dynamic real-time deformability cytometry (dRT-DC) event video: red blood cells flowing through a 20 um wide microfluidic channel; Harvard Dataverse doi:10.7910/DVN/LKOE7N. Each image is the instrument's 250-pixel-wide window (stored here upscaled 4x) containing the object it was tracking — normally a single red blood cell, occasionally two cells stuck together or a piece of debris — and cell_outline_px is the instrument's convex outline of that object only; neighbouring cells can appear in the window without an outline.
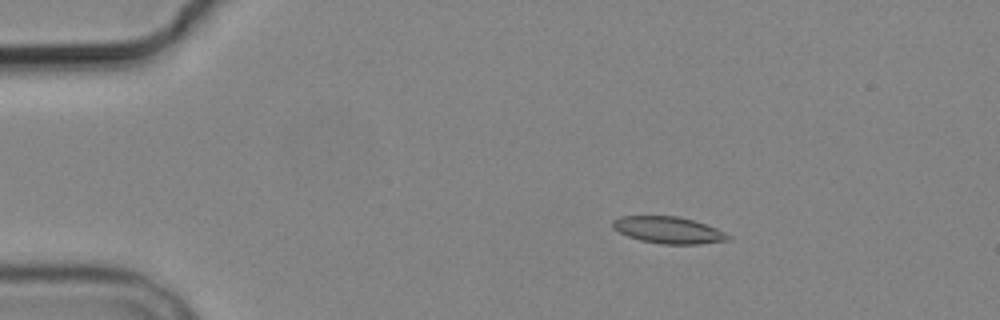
{"species": "common noctule bat (a hibernating species)", "species_latin": "Nyctalus noctula", "temperature_condition": "cold", "stored_images_in_passage": 6, "camera_frame_rate_fps": 3000, "um_per_image_px": 0.085, "animal": {"sex": "male", "body_mass_g": 19.2, "forearm_length_mm": 51.8}, "frame": {"image": 1, "passage_image": 3, "time_ms": 2.333, "image_size_px": [1000, 320], "cell_outline_px": [[732, 240], [700, 244], [660, 244], [640, 240], [628, 236], [612, 228], [612, 220], [620, 216], [676, 216], [692, 220], [716, 228], [732, 236]], "centroid_in_image_um": [56.82, 19.56], "position_along_channel_um": 28.2, "area_um2": 18.03}}